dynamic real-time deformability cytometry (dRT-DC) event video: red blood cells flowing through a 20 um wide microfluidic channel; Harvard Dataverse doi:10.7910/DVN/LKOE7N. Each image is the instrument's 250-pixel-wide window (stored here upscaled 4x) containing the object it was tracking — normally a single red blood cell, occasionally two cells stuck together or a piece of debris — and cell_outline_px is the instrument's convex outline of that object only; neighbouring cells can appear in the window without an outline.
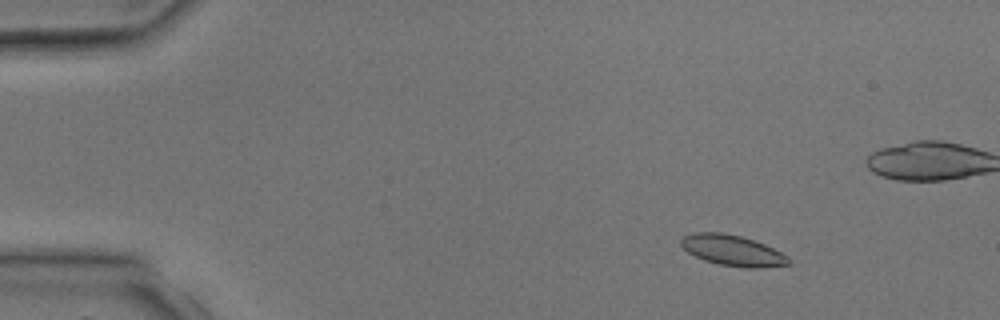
{"species": "common noctule bat (a hibernating species)", "species_latin": "Nyctalus noctula", "temperature_condition": "room temperature", "stored_images_in_passage": 4, "camera_frame_rate_fps": 3000, "um_per_image_px": 0.085, "animal": {"sex": "male", "body_mass_g": 17.9, "forearm_length_mm": 54.2}, "frame": {"image": 1, "passage_image": 1, "time_ms": 0.0, "image_size_px": [1000, 320], "cell_outline_px": [[792, 264], [760, 268], [744, 268], [716, 264], [704, 260], [688, 252], [680, 244], [680, 240], [684, 236], [692, 232], [720, 232], [740, 236], [764, 244], [788, 256], [792, 260]], "centroid_in_image_um": [62.28, 21.3], "position_along_channel_um": 22.7, "area_um2": 19.36}}